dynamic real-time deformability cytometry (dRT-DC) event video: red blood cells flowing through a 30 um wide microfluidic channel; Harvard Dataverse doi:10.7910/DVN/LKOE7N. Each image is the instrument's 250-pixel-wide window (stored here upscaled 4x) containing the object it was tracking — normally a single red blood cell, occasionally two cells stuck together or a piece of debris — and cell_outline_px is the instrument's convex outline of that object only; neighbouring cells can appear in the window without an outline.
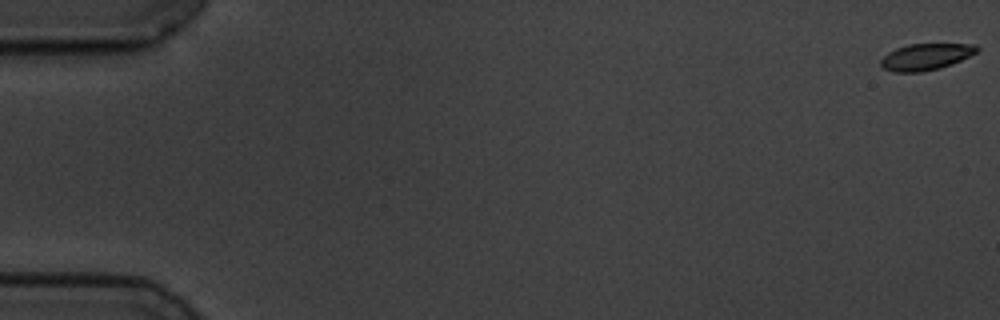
{"species": "common noctule bat (a hibernating species)", "species_latin": "Nyctalus noctula", "temperature_condition": "cold", "stored_images_in_passage": 59, "camera_frame_rate_fps": 3000, "um_per_image_px": 0.085, "animal": {"sex": "male", "body_mass_g": 19.5, "forearm_length_mm": 54.6}, "frame": {"image": 1, "passage_image": 1, "time_ms": 0.0, "image_size_px": [1000, 320], "cell_outline_px": [[980, 48], [976, 52], [952, 64], [940, 68], [920, 72], [892, 72], [884, 68], [880, 64], [880, 60], [888, 52], [896, 48], [908, 44], [976, 44]], "centroid_in_image_um": [78.67, 4.82], "position_along_channel_um": 6.3, "area_um2": 14.8}}
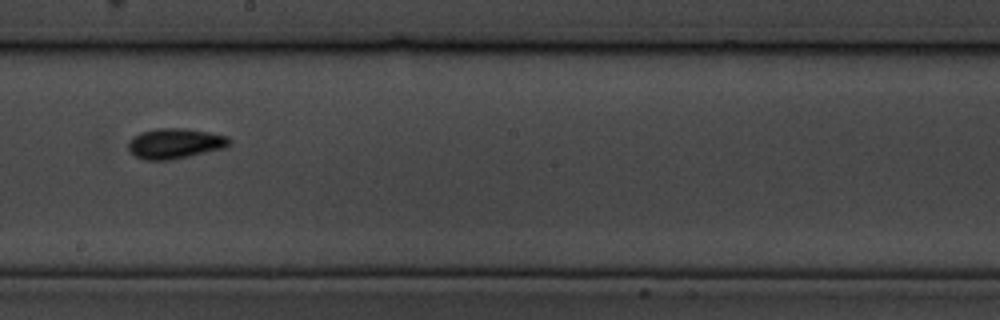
{"frame": {"image": 2, "passage_image": 34, "time_ms": 11.0, "image_size_px": [1000, 320], "cell_outline_px": [[232, 144], [224, 148], [188, 156], [168, 160], [144, 160], [136, 156], [128, 148], [128, 140], [132, 136], [140, 132], [156, 128], [184, 128], [208, 132], [228, 136], [232, 140]], "centroid_in_image_um": [14.87, 12.18], "position_along_channel_um": 233.3, "area_um2": 17.92}}
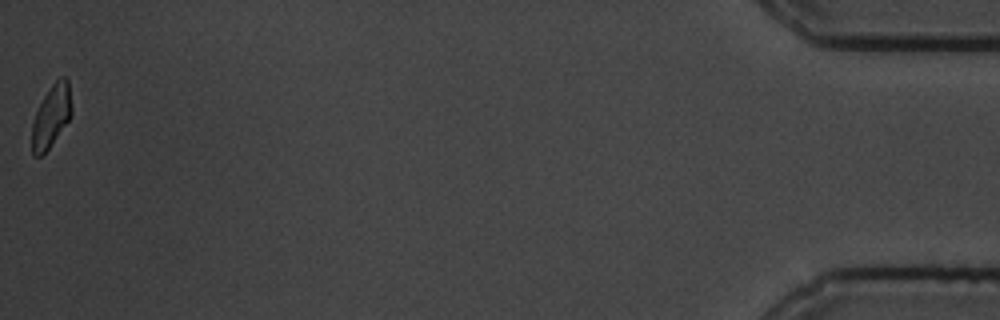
{"frame": {"image": 3, "passage_image": 59, "time_ms": 19.333, "image_size_px": [1000, 320], "cell_outline_px": [[72, 112], [68, 120], [48, 148], [40, 156], [32, 156], [32, 124], [36, 112], [44, 96], [52, 84], [60, 76], [64, 76], [68, 80], [72, 108]], "centroid_in_image_um": [4.36, 9.85], "position_along_channel_um": 430.8, "area_um2": 14.1}, "authors_computed_cell_mechanics": {"area_um2": 16.0684, "velocity_mm_per_s": 3.4869, "shape_relaxation_time_tau1_ms": 3.3216, "shape_relaxation_time_tau2_ms": 6.8003, "deformation_change_tau1": 0.1176, "deformation_change_tau2": 0.0813}}